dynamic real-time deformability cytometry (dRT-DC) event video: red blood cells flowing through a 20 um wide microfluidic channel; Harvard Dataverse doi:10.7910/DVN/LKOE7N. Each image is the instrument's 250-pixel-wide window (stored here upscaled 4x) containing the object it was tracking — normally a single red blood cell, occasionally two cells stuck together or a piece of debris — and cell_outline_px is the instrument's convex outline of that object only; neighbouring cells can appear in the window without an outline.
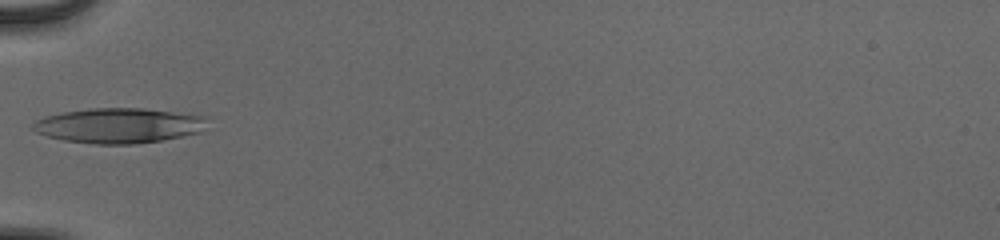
{"species": "human", "species_latin": "Homo sapiens", "temperature_condition": "cold", "stored_images_in_passage": 33, "camera_frame_rate_fps": 3000, "um_per_image_px": 0.085, "donor": {"sex": "male"}, "frame": {"image": 1, "passage_image": 1, "time_ms": 0.0, "image_size_px": [1000, 240], "cell_outline_px": [[200, 132], [160, 140], [136, 144], [96, 144], [64, 140], [48, 136], [36, 132], [32, 128], [32, 124], [36, 120], [44, 116], [64, 112], [92, 108], [144, 108], [200, 116]], "centroid_in_image_um": [9.94, 10.67], "position_along_channel_um": 75.1, "area_um2": 34.74}}
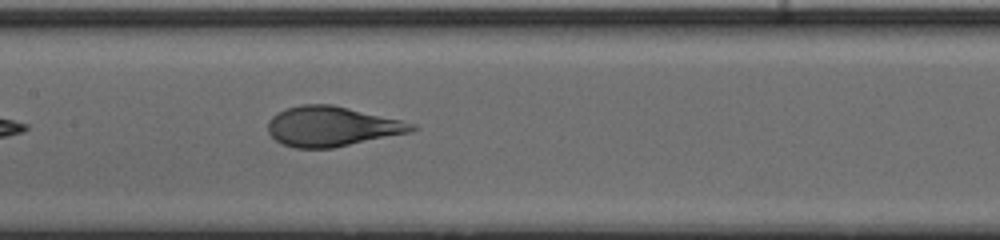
{"frame": {"image": 2, "passage_image": 9, "time_ms": 2.667, "image_size_px": [1000, 240], "cell_outline_px": [[420, 128], [412, 132], [332, 148], [296, 148], [280, 144], [268, 132], [268, 120], [276, 112], [284, 108], [300, 104], [332, 104], [400, 120], [416, 124]], "centroid_in_image_um": [28.18, 10.74], "position_along_channel_um": 179.2, "area_um2": 33.64}}
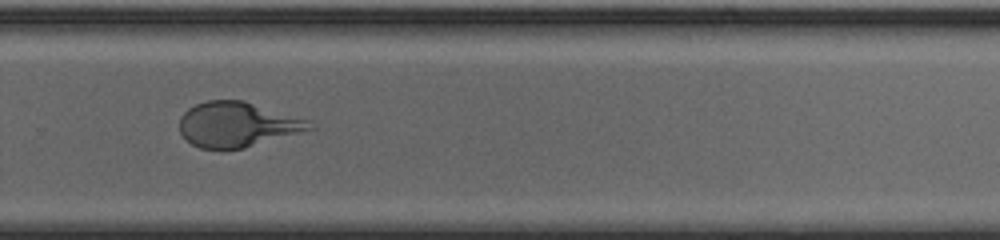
{"frame": {"image": 3, "passage_image": 19, "time_ms": 6.0, "image_size_px": [1000, 240], "cell_outline_px": [[316, 128], [244, 148], [200, 148], [192, 144], [180, 132], [180, 116], [188, 108], [196, 104], [208, 100], [244, 100], [308, 120]], "centroid_in_image_um": [20.17, 10.57], "position_along_channel_um": 309.6, "area_um2": 33.76}, "authors_computed_cell_mechanics": {"area_um2": 34.1598, "velocity_mm_per_s": 3.9313, "shape_relaxation_time_tau1_ms": 3.7643, "shape_relaxation_time_tau2_ms": null, "deformation_change_tau1": 0.1909, "deformation_change_tau2": null}}